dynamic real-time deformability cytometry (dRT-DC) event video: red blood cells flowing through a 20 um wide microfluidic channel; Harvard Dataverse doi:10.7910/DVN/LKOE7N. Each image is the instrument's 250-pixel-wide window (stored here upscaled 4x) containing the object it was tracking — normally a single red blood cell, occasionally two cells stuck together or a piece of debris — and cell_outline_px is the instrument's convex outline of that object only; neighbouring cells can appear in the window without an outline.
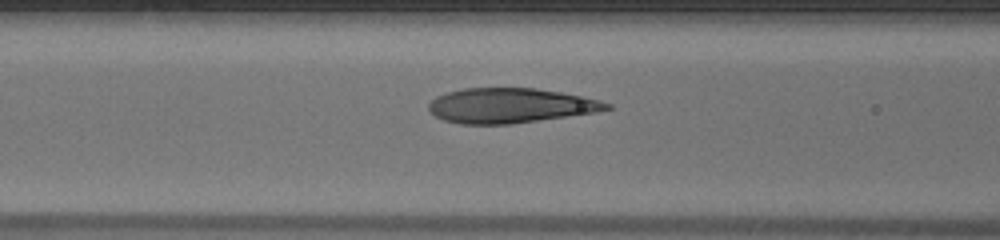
{"species": "human", "species_latin": "Homo sapiens", "temperature_condition": "warm", "stored_images_in_passage": 7, "camera_frame_rate_fps": 3000, "um_per_image_px": 0.085, "donor": {"sex": "male"}, "frame": {"image": 1, "passage_image": 5, "time_ms": 1.333, "image_size_px": [1000, 240], "cell_outline_px": [[612, 108], [596, 112], [512, 124], [460, 124], [444, 120], [436, 116], [428, 108], [428, 104], [436, 96], [448, 92], [464, 88], [536, 88], [584, 96], [600, 100], [612, 104]], "centroid_in_image_um": [43.39, 8.97], "position_along_channel_um": 123.2, "area_um2": 36.13}}